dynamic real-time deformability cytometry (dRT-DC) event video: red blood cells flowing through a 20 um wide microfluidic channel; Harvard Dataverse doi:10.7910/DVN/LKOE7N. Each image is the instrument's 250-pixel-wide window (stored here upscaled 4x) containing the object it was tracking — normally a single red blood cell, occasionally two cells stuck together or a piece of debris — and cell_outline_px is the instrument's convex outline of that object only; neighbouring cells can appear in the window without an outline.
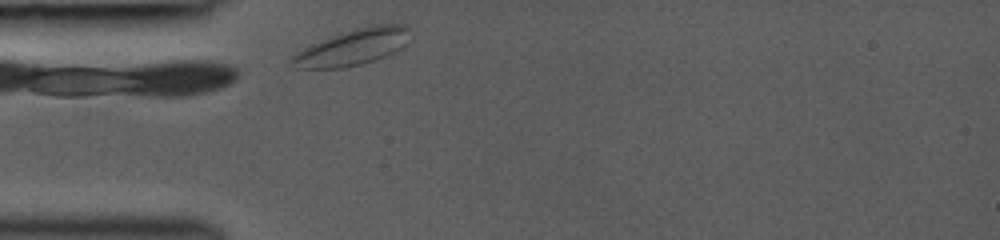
{"species": "common noctule bat (a hibernating species)", "species_latin": "Nyctalus noctula", "temperature_condition": "room temperature", "stored_images_in_passage": 4, "camera_frame_rate_fps": 3000, "um_per_image_px": 0.085, "animal": {"sex": "female", "body_mass_g": 19.0, "forearm_length_mm": 53.3}, "frame": {"image": 1, "passage_image": 1, "time_ms": 0.0, "image_size_px": [1000, 240], "cell_outline_px": [[408, 28], [404, 44], [396, 52], [360, 64], [340, 68], [296, 68], [288, 64], [288, 60], [296, 52], [312, 44], [332, 36], [356, 28], [376, 24], [404, 24]], "centroid_in_image_um": [29.91, 4.02], "position_along_channel_um": 55.1, "area_um2": 24.39}}
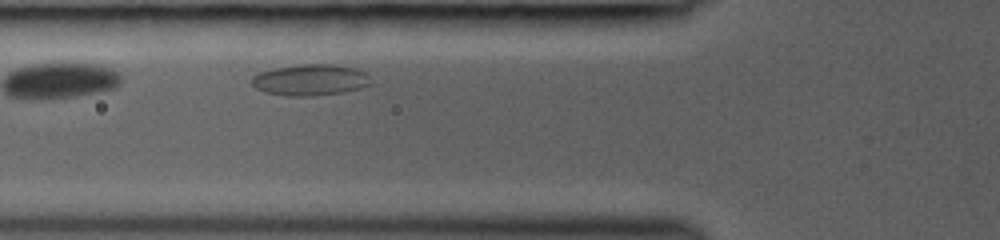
{"frame": {"image": 2, "passage_image": 4, "time_ms": 1.333, "image_size_px": [1000, 240], "cell_outline_px": [[372, 84], [360, 88], [340, 92], [312, 96], [288, 96], [264, 92], [256, 88], [252, 84], [252, 76], [260, 72], [276, 68], [300, 64], [332, 64], [356, 68], [364, 72], [368, 76]], "centroid_in_image_um": [26.37, 6.79], "position_along_channel_um": 99.4, "area_um2": 21.56}}